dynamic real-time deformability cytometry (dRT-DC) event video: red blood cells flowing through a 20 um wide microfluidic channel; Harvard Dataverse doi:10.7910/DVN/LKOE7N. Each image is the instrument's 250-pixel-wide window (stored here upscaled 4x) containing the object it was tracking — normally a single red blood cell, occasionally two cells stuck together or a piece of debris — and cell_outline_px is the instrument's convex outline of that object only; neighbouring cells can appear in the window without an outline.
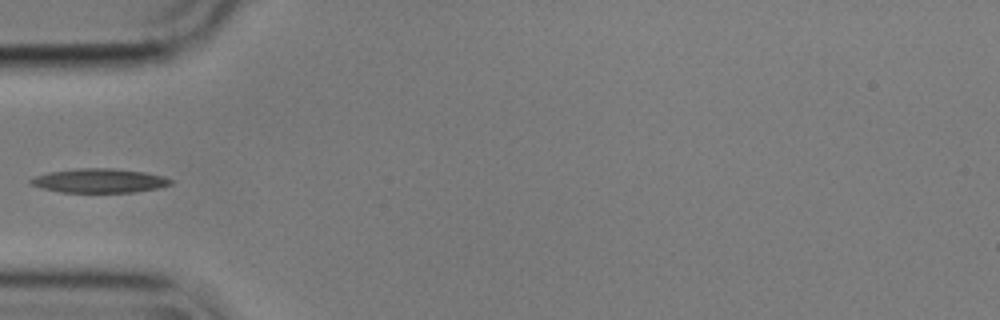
{"species": "common noctule bat (a hibernating species)", "species_latin": "Nyctalus noctula", "temperature_condition": "cold", "stored_images_in_passage": 39, "camera_frame_rate_fps": 3000, "um_per_image_px": 0.085, "animal": {"sex": "male", "body_mass_g": 17.9}, "frame": {"image": 1, "passage_image": 1, "time_ms": 0.0, "image_size_px": [1000, 320], "cell_outline_px": [[172, 184], [160, 188], [132, 192], [60, 192], [28, 184], [28, 180], [36, 176], [48, 172], [76, 168], [112, 168], [144, 172], [164, 176], [172, 180]], "centroid_in_image_um": [8.44, 15.35], "position_along_channel_um": 76.6, "area_um2": 19.71}}
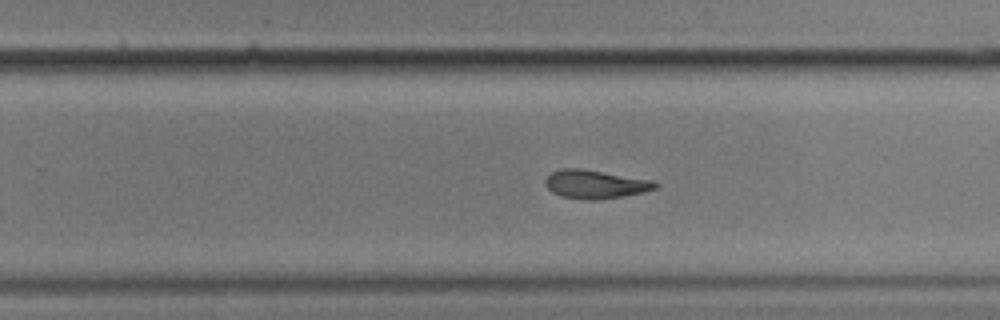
{"frame": {"image": 2, "passage_image": 18, "time_ms": 5.667, "image_size_px": [1000, 320], "cell_outline_px": [[660, 184], [656, 188], [644, 192], [600, 200], [588, 200], [560, 196], [552, 192], [544, 184], [544, 180], [552, 172], [564, 168], [580, 168], [652, 180]], "centroid_in_image_um": [50.59, 15.67], "position_along_channel_um": 279.2, "area_um2": 18.26}}
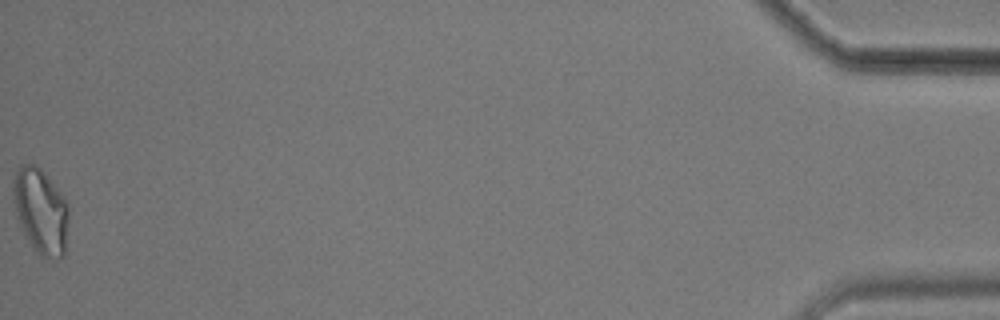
{"frame": {"image": 3, "passage_image": 39, "time_ms": 12.667, "image_size_px": [1000, 320], "cell_outline_px": [[68, 220], [64, 256], [60, 260], [40, 256], [24, 232], [16, 216], [12, 200], [12, 180], [20, 164], [32, 164], [40, 168], [64, 196], [68, 204]], "centroid_in_image_um": [3.45, 17.92], "position_along_channel_um": 431.7, "area_um2": 27.69}}